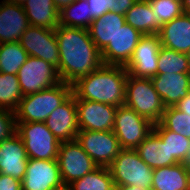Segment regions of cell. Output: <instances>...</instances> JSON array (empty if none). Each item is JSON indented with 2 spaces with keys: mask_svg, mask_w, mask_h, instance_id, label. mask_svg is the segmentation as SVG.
<instances>
[{
  "mask_svg": "<svg viewBox=\"0 0 190 190\" xmlns=\"http://www.w3.org/2000/svg\"><path fill=\"white\" fill-rule=\"evenodd\" d=\"M55 37L59 49L57 70L62 82L72 85L103 64L101 51L92 41L88 29L59 25Z\"/></svg>",
  "mask_w": 190,
  "mask_h": 190,
  "instance_id": "6da1fadb",
  "label": "cell"
},
{
  "mask_svg": "<svg viewBox=\"0 0 190 190\" xmlns=\"http://www.w3.org/2000/svg\"><path fill=\"white\" fill-rule=\"evenodd\" d=\"M128 71L125 66L102 64L72 84L76 100H90L115 107L124 105Z\"/></svg>",
  "mask_w": 190,
  "mask_h": 190,
  "instance_id": "7a4b0ae2",
  "label": "cell"
},
{
  "mask_svg": "<svg viewBox=\"0 0 190 190\" xmlns=\"http://www.w3.org/2000/svg\"><path fill=\"white\" fill-rule=\"evenodd\" d=\"M71 95L72 85L60 82L49 89L23 96L15 110L16 123L45 122Z\"/></svg>",
  "mask_w": 190,
  "mask_h": 190,
  "instance_id": "3957f363",
  "label": "cell"
},
{
  "mask_svg": "<svg viewBox=\"0 0 190 190\" xmlns=\"http://www.w3.org/2000/svg\"><path fill=\"white\" fill-rule=\"evenodd\" d=\"M124 105L133 109L153 124L159 123L165 106L150 78L128 74Z\"/></svg>",
  "mask_w": 190,
  "mask_h": 190,
  "instance_id": "277c9868",
  "label": "cell"
},
{
  "mask_svg": "<svg viewBox=\"0 0 190 190\" xmlns=\"http://www.w3.org/2000/svg\"><path fill=\"white\" fill-rule=\"evenodd\" d=\"M108 168L114 185H131L151 190L154 169L140 158L136 149H121Z\"/></svg>",
  "mask_w": 190,
  "mask_h": 190,
  "instance_id": "5b68a950",
  "label": "cell"
},
{
  "mask_svg": "<svg viewBox=\"0 0 190 190\" xmlns=\"http://www.w3.org/2000/svg\"><path fill=\"white\" fill-rule=\"evenodd\" d=\"M16 133L23 140L28 159L57 160L61 142L44 122L16 123Z\"/></svg>",
  "mask_w": 190,
  "mask_h": 190,
  "instance_id": "8992f818",
  "label": "cell"
},
{
  "mask_svg": "<svg viewBox=\"0 0 190 190\" xmlns=\"http://www.w3.org/2000/svg\"><path fill=\"white\" fill-rule=\"evenodd\" d=\"M154 124L138 115L126 105L119 106L115 113L113 132L121 149H136L153 131Z\"/></svg>",
  "mask_w": 190,
  "mask_h": 190,
  "instance_id": "52a82bcc",
  "label": "cell"
},
{
  "mask_svg": "<svg viewBox=\"0 0 190 190\" xmlns=\"http://www.w3.org/2000/svg\"><path fill=\"white\" fill-rule=\"evenodd\" d=\"M17 77L23 96L49 89L62 82L55 66L33 56H28Z\"/></svg>",
  "mask_w": 190,
  "mask_h": 190,
  "instance_id": "ba28073f",
  "label": "cell"
},
{
  "mask_svg": "<svg viewBox=\"0 0 190 190\" xmlns=\"http://www.w3.org/2000/svg\"><path fill=\"white\" fill-rule=\"evenodd\" d=\"M57 161L61 179L65 185L84 177L98 167L76 139L61 142Z\"/></svg>",
  "mask_w": 190,
  "mask_h": 190,
  "instance_id": "9c48e42d",
  "label": "cell"
},
{
  "mask_svg": "<svg viewBox=\"0 0 190 190\" xmlns=\"http://www.w3.org/2000/svg\"><path fill=\"white\" fill-rule=\"evenodd\" d=\"M76 140L91 159L102 167H108L121 150L113 130H79Z\"/></svg>",
  "mask_w": 190,
  "mask_h": 190,
  "instance_id": "30bf717a",
  "label": "cell"
},
{
  "mask_svg": "<svg viewBox=\"0 0 190 190\" xmlns=\"http://www.w3.org/2000/svg\"><path fill=\"white\" fill-rule=\"evenodd\" d=\"M28 56L43 59L58 69L59 49L55 29L30 25L19 40Z\"/></svg>",
  "mask_w": 190,
  "mask_h": 190,
  "instance_id": "8fae6325",
  "label": "cell"
},
{
  "mask_svg": "<svg viewBox=\"0 0 190 190\" xmlns=\"http://www.w3.org/2000/svg\"><path fill=\"white\" fill-rule=\"evenodd\" d=\"M160 47L158 34L143 35L125 69L134 77L151 78L157 75Z\"/></svg>",
  "mask_w": 190,
  "mask_h": 190,
  "instance_id": "7c38bea8",
  "label": "cell"
},
{
  "mask_svg": "<svg viewBox=\"0 0 190 190\" xmlns=\"http://www.w3.org/2000/svg\"><path fill=\"white\" fill-rule=\"evenodd\" d=\"M79 130L111 131L118 107L90 100H76Z\"/></svg>",
  "mask_w": 190,
  "mask_h": 190,
  "instance_id": "4fadbf2b",
  "label": "cell"
},
{
  "mask_svg": "<svg viewBox=\"0 0 190 190\" xmlns=\"http://www.w3.org/2000/svg\"><path fill=\"white\" fill-rule=\"evenodd\" d=\"M22 190H50L63 185L57 160L28 159Z\"/></svg>",
  "mask_w": 190,
  "mask_h": 190,
  "instance_id": "5bb4252c",
  "label": "cell"
},
{
  "mask_svg": "<svg viewBox=\"0 0 190 190\" xmlns=\"http://www.w3.org/2000/svg\"><path fill=\"white\" fill-rule=\"evenodd\" d=\"M142 36L138 30L125 23L112 42L101 51L103 64L126 66Z\"/></svg>",
  "mask_w": 190,
  "mask_h": 190,
  "instance_id": "9a60e30c",
  "label": "cell"
},
{
  "mask_svg": "<svg viewBox=\"0 0 190 190\" xmlns=\"http://www.w3.org/2000/svg\"><path fill=\"white\" fill-rule=\"evenodd\" d=\"M44 123L60 142L75 140L79 132L75 96L54 109Z\"/></svg>",
  "mask_w": 190,
  "mask_h": 190,
  "instance_id": "2e32d148",
  "label": "cell"
},
{
  "mask_svg": "<svg viewBox=\"0 0 190 190\" xmlns=\"http://www.w3.org/2000/svg\"><path fill=\"white\" fill-rule=\"evenodd\" d=\"M28 163L23 140L17 133L0 142V173L22 181Z\"/></svg>",
  "mask_w": 190,
  "mask_h": 190,
  "instance_id": "e0dca14e",
  "label": "cell"
},
{
  "mask_svg": "<svg viewBox=\"0 0 190 190\" xmlns=\"http://www.w3.org/2000/svg\"><path fill=\"white\" fill-rule=\"evenodd\" d=\"M30 26L23 5L1 0L0 2V44L17 42Z\"/></svg>",
  "mask_w": 190,
  "mask_h": 190,
  "instance_id": "ac0fdd59",
  "label": "cell"
},
{
  "mask_svg": "<svg viewBox=\"0 0 190 190\" xmlns=\"http://www.w3.org/2000/svg\"><path fill=\"white\" fill-rule=\"evenodd\" d=\"M164 106H176L190 92V73L157 74L150 78Z\"/></svg>",
  "mask_w": 190,
  "mask_h": 190,
  "instance_id": "d6986e66",
  "label": "cell"
},
{
  "mask_svg": "<svg viewBox=\"0 0 190 190\" xmlns=\"http://www.w3.org/2000/svg\"><path fill=\"white\" fill-rule=\"evenodd\" d=\"M158 35L161 46L186 53L190 49V14L182 13L164 23Z\"/></svg>",
  "mask_w": 190,
  "mask_h": 190,
  "instance_id": "ffe728a7",
  "label": "cell"
},
{
  "mask_svg": "<svg viewBox=\"0 0 190 190\" xmlns=\"http://www.w3.org/2000/svg\"><path fill=\"white\" fill-rule=\"evenodd\" d=\"M190 171L185 163L153 170L151 190H188Z\"/></svg>",
  "mask_w": 190,
  "mask_h": 190,
  "instance_id": "44dd1931",
  "label": "cell"
},
{
  "mask_svg": "<svg viewBox=\"0 0 190 190\" xmlns=\"http://www.w3.org/2000/svg\"><path fill=\"white\" fill-rule=\"evenodd\" d=\"M125 23L124 15L107 12L93 20L92 24L88 27V32L97 48L102 51L112 42L119 29H121Z\"/></svg>",
  "mask_w": 190,
  "mask_h": 190,
  "instance_id": "7402d4cb",
  "label": "cell"
},
{
  "mask_svg": "<svg viewBox=\"0 0 190 190\" xmlns=\"http://www.w3.org/2000/svg\"><path fill=\"white\" fill-rule=\"evenodd\" d=\"M140 158L152 169L171 166L179 163L174 157H170L167 144L152 131L136 148Z\"/></svg>",
  "mask_w": 190,
  "mask_h": 190,
  "instance_id": "603a6c76",
  "label": "cell"
},
{
  "mask_svg": "<svg viewBox=\"0 0 190 190\" xmlns=\"http://www.w3.org/2000/svg\"><path fill=\"white\" fill-rule=\"evenodd\" d=\"M23 8L30 25L46 29H56L59 26L60 11L53 0H27Z\"/></svg>",
  "mask_w": 190,
  "mask_h": 190,
  "instance_id": "cb8c5ba5",
  "label": "cell"
},
{
  "mask_svg": "<svg viewBox=\"0 0 190 190\" xmlns=\"http://www.w3.org/2000/svg\"><path fill=\"white\" fill-rule=\"evenodd\" d=\"M125 21L142 35L158 34L162 26L155 19L148 0H137L126 12Z\"/></svg>",
  "mask_w": 190,
  "mask_h": 190,
  "instance_id": "d4e9b609",
  "label": "cell"
},
{
  "mask_svg": "<svg viewBox=\"0 0 190 190\" xmlns=\"http://www.w3.org/2000/svg\"><path fill=\"white\" fill-rule=\"evenodd\" d=\"M153 131L167 144L170 157H174L179 163L186 162L190 152V139L166 129L160 122L154 124Z\"/></svg>",
  "mask_w": 190,
  "mask_h": 190,
  "instance_id": "484cf974",
  "label": "cell"
},
{
  "mask_svg": "<svg viewBox=\"0 0 190 190\" xmlns=\"http://www.w3.org/2000/svg\"><path fill=\"white\" fill-rule=\"evenodd\" d=\"M92 22L86 0H76L60 10L59 25L88 29Z\"/></svg>",
  "mask_w": 190,
  "mask_h": 190,
  "instance_id": "4316f807",
  "label": "cell"
},
{
  "mask_svg": "<svg viewBox=\"0 0 190 190\" xmlns=\"http://www.w3.org/2000/svg\"><path fill=\"white\" fill-rule=\"evenodd\" d=\"M70 190H114L113 177L108 167L98 166L84 177L73 181L69 185Z\"/></svg>",
  "mask_w": 190,
  "mask_h": 190,
  "instance_id": "83f0119b",
  "label": "cell"
},
{
  "mask_svg": "<svg viewBox=\"0 0 190 190\" xmlns=\"http://www.w3.org/2000/svg\"><path fill=\"white\" fill-rule=\"evenodd\" d=\"M27 58L19 41L0 44V73L17 75Z\"/></svg>",
  "mask_w": 190,
  "mask_h": 190,
  "instance_id": "f1b7e54d",
  "label": "cell"
},
{
  "mask_svg": "<svg viewBox=\"0 0 190 190\" xmlns=\"http://www.w3.org/2000/svg\"><path fill=\"white\" fill-rule=\"evenodd\" d=\"M22 98L17 75L0 73V109L15 112Z\"/></svg>",
  "mask_w": 190,
  "mask_h": 190,
  "instance_id": "f546056e",
  "label": "cell"
},
{
  "mask_svg": "<svg viewBox=\"0 0 190 190\" xmlns=\"http://www.w3.org/2000/svg\"><path fill=\"white\" fill-rule=\"evenodd\" d=\"M189 73L188 61L185 53L160 47L158 54L157 74Z\"/></svg>",
  "mask_w": 190,
  "mask_h": 190,
  "instance_id": "4dcf8cb0",
  "label": "cell"
},
{
  "mask_svg": "<svg viewBox=\"0 0 190 190\" xmlns=\"http://www.w3.org/2000/svg\"><path fill=\"white\" fill-rule=\"evenodd\" d=\"M160 123L168 130L190 139V115L175 106L165 108Z\"/></svg>",
  "mask_w": 190,
  "mask_h": 190,
  "instance_id": "1f68e13d",
  "label": "cell"
},
{
  "mask_svg": "<svg viewBox=\"0 0 190 190\" xmlns=\"http://www.w3.org/2000/svg\"><path fill=\"white\" fill-rule=\"evenodd\" d=\"M155 19L163 25L183 13L181 0H148Z\"/></svg>",
  "mask_w": 190,
  "mask_h": 190,
  "instance_id": "d6a6232c",
  "label": "cell"
},
{
  "mask_svg": "<svg viewBox=\"0 0 190 190\" xmlns=\"http://www.w3.org/2000/svg\"><path fill=\"white\" fill-rule=\"evenodd\" d=\"M16 133L15 112L0 109V142Z\"/></svg>",
  "mask_w": 190,
  "mask_h": 190,
  "instance_id": "836d02e7",
  "label": "cell"
},
{
  "mask_svg": "<svg viewBox=\"0 0 190 190\" xmlns=\"http://www.w3.org/2000/svg\"><path fill=\"white\" fill-rule=\"evenodd\" d=\"M90 8V18L101 17L107 12H110V0H86Z\"/></svg>",
  "mask_w": 190,
  "mask_h": 190,
  "instance_id": "e575fe53",
  "label": "cell"
},
{
  "mask_svg": "<svg viewBox=\"0 0 190 190\" xmlns=\"http://www.w3.org/2000/svg\"><path fill=\"white\" fill-rule=\"evenodd\" d=\"M137 0H110V12L121 15L126 12L136 3Z\"/></svg>",
  "mask_w": 190,
  "mask_h": 190,
  "instance_id": "d590c367",
  "label": "cell"
},
{
  "mask_svg": "<svg viewBox=\"0 0 190 190\" xmlns=\"http://www.w3.org/2000/svg\"><path fill=\"white\" fill-rule=\"evenodd\" d=\"M0 190H22L21 181L0 173Z\"/></svg>",
  "mask_w": 190,
  "mask_h": 190,
  "instance_id": "8d00e7d4",
  "label": "cell"
},
{
  "mask_svg": "<svg viewBox=\"0 0 190 190\" xmlns=\"http://www.w3.org/2000/svg\"><path fill=\"white\" fill-rule=\"evenodd\" d=\"M175 107L187 115H190V92L185 98H182Z\"/></svg>",
  "mask_w": 190,
  "mask_h": 190,
  "instance_id": "74e56055",
  "label": "cell"
},
{
  "mask_svg": "<svg viewBox=\"0 0 190 190\" xmlns=\"http://www.w3.org/2000/svg\"><path fill=\"white\" fill-rule=\"evenodd\" d=\"M74 1L76 0H53L54 5L59 11L62 10L64 7L70 5Z\"/></svg>",
  "mask_w": 190,
  "mask_h": 190,
  "instance_id": "f35d334b",
  "label": "cell"
},
{
  "mask_svg": "<svg viewBox=\"0 0 190 190\" xmlns=\"http://www.w3.org/2000/svg\"><path fill=\"white\" fill-rule=\"evenodd\" d=\"M114 190H150V189L134 187V186H131V185H115Z\"/></svg>",
  "mask_w": 190,
  "mask_h": 190,
  "instance_id": "ab89813d",
  "label": "cell"
},
{
  "mask_svg": "<svg viewBox=\"0 0 190 190\" xmlns=\"http://www.w3.org/2000/svg\"><path fill=\"white\" fill-rule=\"evenodd\" d=\"M183 13L190 14V0H181Z\"/></svg>",
  "mask_w": 190,
  "mask_h": 190,
  "instance_id": "60d3db41",
  "label": "cell"
},
{
  "mask_svg": "<svg viewBox=\"0 0 190 190\" xmlns=\"http://www.w3.org/2000/svg\"><path fill=\"white\" fill-rule=\"evenodd\" d=\"M5 1L17 4V5H24L27 2V0H5Z\"/></svg>",
  "mask_w": 190,
  "mask_h": 190,
  "instance_id": "b9f144b4",
  "label": "cell"
},
{
  "mask_svg": "<svg viewBox=\"0 0 190 190\" xmlns=\"http://www.w3.org/2000/svg\"><path fill=\"white\" fill-rule=\"evenodd\" d=\"M50 190H70V188H69L68 185L63 184V185H61V186H59V187L52 188V189H50Z\"/></svg>",
  "mask_w": 190,
  "mask_h": 190,
  "instance_id": "7bdbcfd3",
  "label": "cell"
},
{
  "mask_svg": "<svg viewBox=\"0 0 190 190\" xmlns=\"http://www.w3.org/2000/svg\"><path fill=\"white\" fill-rule=\"evenodd\" d=\"M187 61H188V67H189V73H190V49L185 53Z\"/></svg>",
  "mask_w": 190,
  "mask_h": 190,
  "instance_id": "ee69618b",
  "label": "cell"
},
{
  "mask_svg": "<svg viewBox=\"0 0 190 190\" xmlns=\"http://www.w3.org/2000/svg\"><path fill=\"white\" fill-rule=\"evenodd\" d=\"M185 164L187 165V167H188V169H189V171H190V152H189V155H188V157H187V159H186Z\"/></svg>",
  "mask_w": 190,
  "mask_h": 190,
  "instance_id": "f6af8a7d",
  "label": "cell"
},
{
  "mask_svg": "<svg viewBox=\"0 0 190 190\" xmlns=\"http://www.w3.org/2000/svg\"><path fill=\"white\" fill-rule=\"evenodd\" d=\"M188 190H190V177H189V186H188Z\"/></svg>",
  "mask_w": 190,
  "mask_h": 190,
  "instance_id": "bcb514c9",
  "label": "cell"
}]
</instances>
